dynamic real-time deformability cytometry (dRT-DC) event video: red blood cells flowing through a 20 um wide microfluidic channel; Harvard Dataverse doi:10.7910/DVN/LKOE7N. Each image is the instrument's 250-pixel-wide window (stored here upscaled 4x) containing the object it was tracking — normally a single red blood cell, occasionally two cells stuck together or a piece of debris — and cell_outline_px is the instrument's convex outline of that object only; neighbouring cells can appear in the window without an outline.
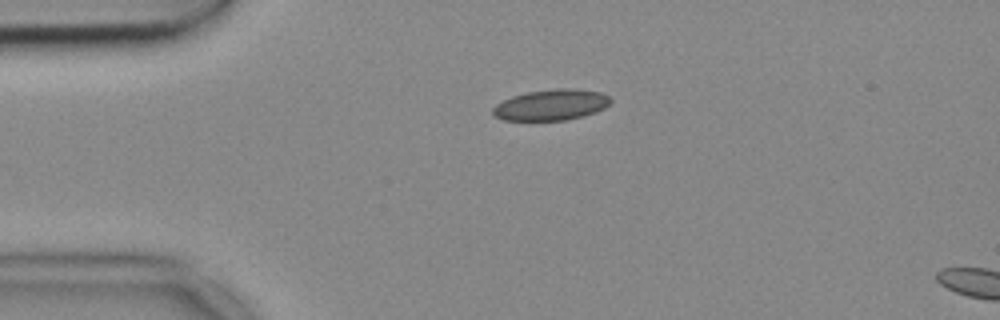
{"species": "common noctule bat (a hibernating species)", "species_latin": "Nyctalus noctula", "temperature_condition": "cold", "stored_images_in_passage": 4, "camera_frame_rate_fps": 3000, "um_per_image_px": 0.085, "animal": {"sex": "female", "body_mass_g": 18.4}, "frame": {"image": 1, "passage_image": 1, "time_ms": 0.0, "image_size_px": [1000, 320], "cell_outline_px": [[612, 100], [604, 108], [596, 112], [564, 120], [504, 120], [496, 116], [492, 112], [492, 108], [496, 104], [512, 96], [528, 92], [556, 88], [572, 88], [600, 92], [608, 96]], "centroid_in_image_um": [46.85, 8.9], "position_along_channel_um": 38.2, "area_um2": 20.98}}